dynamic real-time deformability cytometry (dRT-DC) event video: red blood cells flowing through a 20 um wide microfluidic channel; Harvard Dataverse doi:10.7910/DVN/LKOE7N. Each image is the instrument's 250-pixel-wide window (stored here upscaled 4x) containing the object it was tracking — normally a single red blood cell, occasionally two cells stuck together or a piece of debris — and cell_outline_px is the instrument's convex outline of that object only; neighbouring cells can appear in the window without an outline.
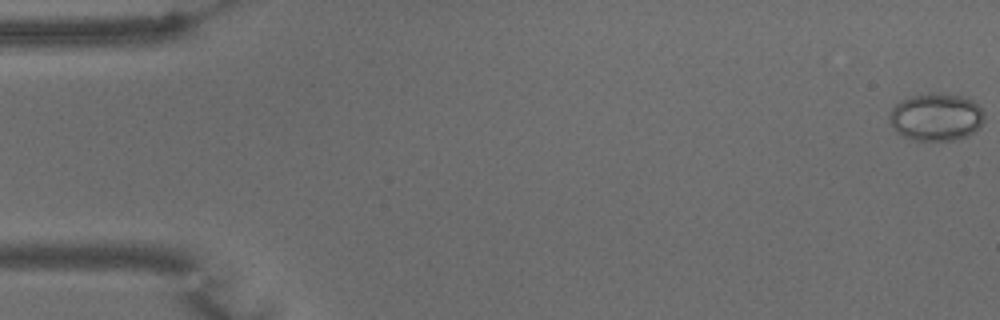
{"species": "common noctule bat (a hibernating species)", "species_latin": "Nyctalus noctula", "temperature_condition": "warm", "stored_images_in_passage": 57, "camera_frame_rate_fps": 3000, "um_per_image_px": 0.085, "animal": {"sex": "male", "body_mass_g": 15.6}, "frame": {"image": 1, "passage_image": 1, "time_ms": 0.0, "image_size_px": [1000, 320], "cell_outline_px": [[984, 120], [980, 128], [968, 136], [956, 140], [912, 140], [896, 132], [892, 128], [888, 120], [888, 116], [892, 108], [900, 100], [912, 96], [932, 92], [940, 92], [960, 96], [972, 100], [984, 112]], "centroid_in_image_um": [79.56, 9.95], "position_along_channel_um": 5.4, "area_um2": 26.65}}
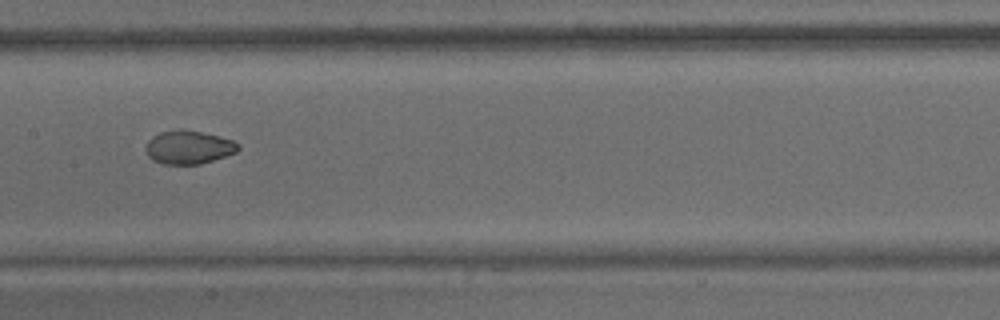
{"frame": {"image": 2, "passage_image": 29, "time_ms": 9.333, "image_size_px": [1000, 320], "cell_outline_px": [[240, 148], [236, 152], [200, 164], [164, 164], [152, 160], [148, 156], [144, 148], [148, 140], [152, 136], [160, 132], [180, 128], [200, 132], [232, 140], [240, 144]], "centroid_in_image_um": [15.98, 12.51], "position_along_channel_um": 191.4, "area_um2": 17.98}}
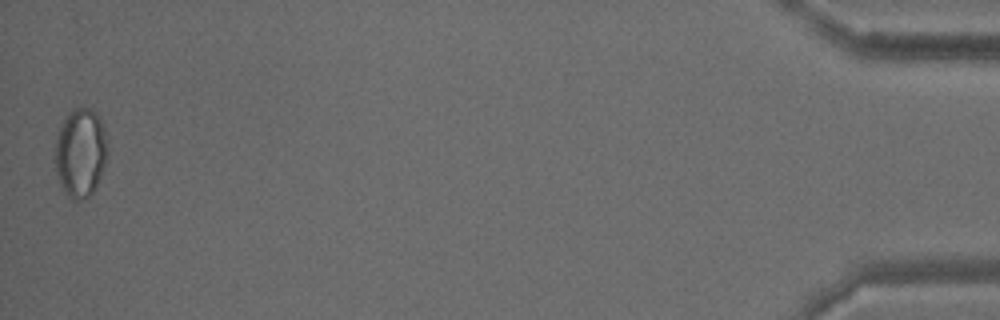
{"frame": {"image": 3, "passage_image": 57, "time_ms": 18.667, "image_size_px": [1000, 320], "cell_outline_px": [[108, 148], [104, 168], [92, 192], [88, 196], [80, 200], [72, 200], [60, 188], [56, 172], [56, 140], [60, 128], [68, 112], [72, 108], [92, 108], [96, 112], [104, 124]], "centroid_in_image_um": [6.86, 12.97], "position_along_channel_um": 428.3, "area_um2": 27.28}, "authors_computed_cell_mechanics": {"area_um2": 20.4034, "velocity_mm_per_s": 3.5521, "shape_relaxation_time_tau1_ms": null, "shape_relaxation_time_tau2_ms": 1.3457, "deformation_change_tau1": null, "deformation_change_tau2": 0.0414}}